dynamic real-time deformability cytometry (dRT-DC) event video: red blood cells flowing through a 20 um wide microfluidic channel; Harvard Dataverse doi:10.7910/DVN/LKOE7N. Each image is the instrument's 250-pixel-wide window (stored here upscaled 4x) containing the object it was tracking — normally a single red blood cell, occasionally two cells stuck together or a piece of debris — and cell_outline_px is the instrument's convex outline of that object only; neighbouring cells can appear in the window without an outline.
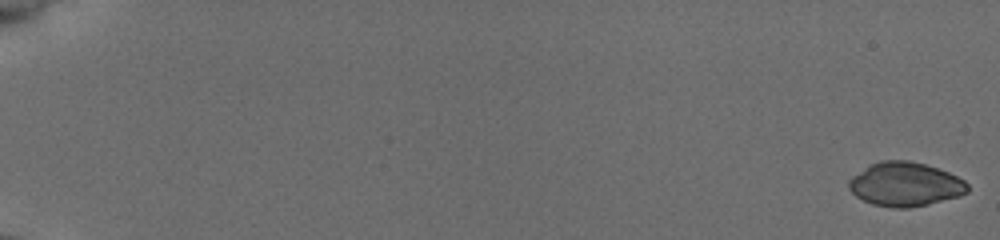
{"species": "common noctule bat (a hibernating species)", "species_latin": "Nyctalus noctula", "temperature_condition": "cold", "stored_images_in_passage": 55, "camera_frame_rate_fps": 3000, "um_per_image_px": 0.085, "animal": {"sex": "female", "body_mass_g": 19.5, "forearm_length_mm": 54.1}, "frame": {"image": 1, "passage_image": 1, "time_ms": 0.0, "image_size_px": [1000, 240], "cell_outline_px": [[968, 192], [960, 196], [928, 204], [908, 208], [892, 208], [872, 204], [856, 196], [848, 188], [848, 180], [852, 176], [868, 164], [880, 160], [908, 160], [924, 164], [948, 172], [964, 180], [968, 184]], "centroid_in_image_um": [76.91, 15.66], "position_along_channel_um": 8.1, "area_um2": 30.58}}